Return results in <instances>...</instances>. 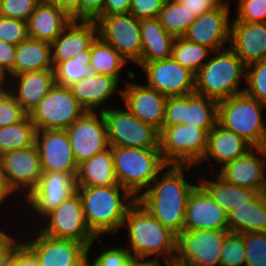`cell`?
Here are the masks:
<instances>
[{
  "instance_id": "53",
  "label": "cell",
  "mask_w": 266,
  "mask_h": 266,
  "mask_svg": "<svg viewBox=\"0 0 266 266\" xmlns=\"http://www.w3.org/2000/svg\"><path fill=\"white\" fill-rule=\"evenodd\" d=\"M131 0H105L100 16L128 14Z\"/></svg>"
},
{
  "instance_id": "16",
  "label": "cell",
  "mask_w": 266,
  "mask_h": 266,
  "mask_svg": "<svg viewBox=\"0 0 266 266\" xmlns=\"http://www.w3.org/2000/svg\"><path fill=\"white\" fill-rule=\"evenodd\" d=\"M136 64L146 76V86L167 97L188 95L195 91V75L172 57Z\"/></svg>"
},
{
  "instance_id": "19",
  "label": "cell",
  "mask_w": 266,
  "mask_h": 266,
  "mask_svg": "<svg viewBox=\"0 0 266 266\" xmlns=\"http://www.w3.org/2000/svg\"><path fill=\"white\" fill-rule=\"evenodd\" d=\"M216 173L225 181L254 190L266 192V154L262 147H253L246 154L230 161Z\"/></svg>"
},
{
  "instance_id": "42",
  "label": "cell",
  "mask_w": 266,
  "mask_h": 266,
  "mask_svg": "<svg viewBox=\"0 0 266 266\" xmlns=\"http://www.w3.org/2000/svg\"><path fill=\"white\" fill-rule=\"evenodd\" d=\"M245 266H266V232L243 233Z\"/></svg>"
},
{
  "instance_id": "6",
  "label": "cell",
  "mask_w": 266,
  "mask_h": 266,
  "mask_svg": "<svg viewBox=\"0 0 266 266\" xmlns=\"http://www.w3.org/2000/svg\"><path fill=\"white\" fill-rule=\"evenodd\" d=\"M266 104L245 92L218 101V124L233 131L253 147H261L266 136L262 117Z\"/></svg>"
},
{
  "instance_id": "38",
  "label": "cell",
  "mask_w": 266,
  "mask_h": 266,
  "mask_svg": "<svg viewBox=\"0 0 266 266\" xmlns=\"http://www.w3.org/2000/svg\"><path fill=\"white\" fill-rule=\"evenodd\" d=\"M35 134L36 129L29 116L16 124L0 128V156L32 146L35 143Z\"/></svg>"
},
{
  "instance_id": "2",
  "label": "cell",
  "mask_w": 266,
  "mask_h": 266,
  "mask_svg": "<svg viewBox=\"0 0 266 266\" xmlns=\"http://www.w3.org/2000/svg\"><path fill=\"white\" fill-rule=\"evenodd\" d=\"M123 227L127 229L129 237L126 248L133 258L158 262L163 258L164 264L173 266L177 234L154 218L137 201L128 209Z\"/></svg>"
},
{
  "instance_id": "23",
  "label": "cell",
  "mask_w": 266,
  "mask_h": 266,
  "mask_svg": "<svg viewBox=\"0 0 266 266\" xmlns=\"http://www.w3.org/2000/svg\"><path fill=\"white\" fill-rule=\"evenodd\" d=\"M125 84L121 98L123 106L141 121L160 131L168 97L144 84L132 81L125 82Z\"/></svg>"
},
{
  "instance_id": "55",
  "label": "cell",
  "mask_w": 266,
  "mask_h": 266,
  "mask_svg": "<svg viewBox=\"0 0 266 266\" xmlns=\"http://www.w3.org/2000/svg\"><path fill=\"white\" fill-rule=\"evenodd\" d=\"M18 266H40L38 258L24 242L18 245Z\"/></svg>"
},
{
  "instance_id": "10",
  "label": "cell",
  "mask_w": 266,
  "mask_h": 266,
  "mask_svg": "<svg viewBox=\"0 0 266 266\" xmlns=\"http://www.w3.org/2000/svg\"><path fill=\"white\" fill-rule=\"evenodd\" d=\"M109 146L159 149V131L144 123L125 106L103 111Z\"/></svg>"
},
{
  "instance_id": "61",
  "label": "cell",
  "mask_w": 266,
  "mask_h": 266,
  "mask_svg": "<svg viewBox=\"0 0 266 266\" xmlns=\"http://www.w3.org/2000/svg\"><path fill=\"white\" fill-rule=\"evenodd\" d=\"M261 147H262L263 151H264L265 154H266V136H265L264 142H263V144H262Z\"/></svg>"
},
{
  "instance_id": "35",
  "label": "cell",
  "mask_w": 266,
  "mask_h": 266,
  "mask_svg": "<svg viewBox=\"0 0 266 266\" xmlns=\"http://www.w3.org/2000/svg\"><path fill=\"white\" fill-rule=\"evenodd\" d=\"M129 63L111 45L95 39L90 47V71L115 77L120 82L123 67Z\"/></svg>"
},
{
  "instance_id": "34",
  "label": "cell",
  "mask_w": 266,
  "mask_h": 266,
  "mask_svg": "<svg viewBox=\"0 0 266 266\" xmlns=\"http://www.w3.org/2000/svg\"><path fill=\"white\" fill-rule=\"evenodd\" d=\"M41 70H54L51 44L27 38L16 47L14 76Z\"/></svg>"
},
{
  "instance_id": "45",
  "label": "cell",
  "mask_w": 266,
  "mask_h": 266,
  "mask_svg": "<svg viewBox=\"0 0 266 266\" xmlns=\"http://www.w3.org/2000/svg\"><path fill=\"white\" fill-rule=\"evenodd\" d=\"M27 116L9 90L0 94V128L23 121Z\"/></svg>"
},
{
  "instance_id": "57",
  "label": "cell",
  "mask_w": 266,
  "mask_h": 266,
  "mask_svg": "<svg viewBox=\"0 0 266 266\" xmlns=\"http://www.w3.org/2000/svg\"><path fill=\"white\" fill-rule=\"evenodd\" d=\"M128 266H167V265L155 260L133 258Z\"/></svg>"
},
{
  "instance_id": "36",
  "label": "cell",
  "mask_w": 266,
  "mask_h": 266,
  "mask_svg": "<svg viewBox=\"0 0 266 266\" xmlns=\"http://www.w3.org/2000/svg\"><path fill=\"white\" fill-rule=\"evenodd\" d=\"M214 51L197 43H193L184 37L175 38L172 45L171 57L183 68L189 70L194 75L210 59Z\"/></svg>"
},
{
  "instance_id": "52",
  "label": "cell",
  "mask_w": 266,
  "mask_h": 266,
  "mask_svg": "<svg viewBox=\"0 0 266 266\" xmlns=\"http://www.w3.org/2000/svg\"><path fill=\"white\" fill-rule=\"evenodd\" d=\"M105 0H81L80 20L95 21L102 13Z\"/></svg>"
},
{
  "instance_id": "37",
  "label": "cell",
  "mask_w": 266,
  "mask_h": 266,
  "mask_svg": "<svg viewBox=\"0 0 266 266\" xmlns=\"http://www.w3.org/2000/svg\"><path fill=\"white\" fill-rule=\"evenodd\" d=\"M158 19L171 36L180 38L184 37L196 16L178 0H165Z\"/></svg>"
},
{
  "instance_id": "12",
  "label": "cell",
  "mask_w": 266,
  "mask_h": 266,
  "mask_svg": "<svg viewBox=\"0 0 266 266\" xmlns=\"http://www.w3.org/2000/svg\"><path fill=\"white\" fill-rule=\"evenodd\" d=\"M182 123L209 133L218 124V101L196 93L168 97L162 127Z\"/></svg>"
},
{
  "instance_id": "25",
  "label": "cell",
  "mask_w": 266,
  "mask_h": 266,
  "mask_svg": "<svg viewBox=\"0 0 266 266\" xmlns=\"http://www.w3.org/2000/svg\"><path fill=\"white\" fill-rule=\"evenodd\" d=\"M228 47L246 66L266 60V22L231 21Z\"/></svg>"
},
{
  "instance_id": "50",
  "label": "cell",
  "mask_w": 266,
  "mask_h": 266,
  "mask_svg": "<svg viewBox=\"0 0 266 266\" xmlns=\"http://www.w3.org/2000/svg\"><path fill=\"white\" fill-rule=\"evenodd\" d=\"M17 45H12L0 39V69L8 77L14 76V62Z\"/></svg>"
},
{
  "instance_id": "9",
  "label": "cell",
  "mask_w": 266,
  "mask_h": 266,
  "mask_svg": "<svg viewBox=\"0 0 266 266\" xmlns=\"http://www.w3.org/2000/svg\"><path fill=\"white\" fill-rule=\"evenodd\" d=\"M44 219V220H43ZM36 227L39 232L57 239H72L88 246L91 250L96 236L88 228L82 202L79 193L76 191L64 200L56 209L50 211L42 218Z\"/></svg>"
},
{
  "instance_id": "1",
  "label": "cell",
  "mask_w": 266,
  "mask_h": 266,
  "mask_svg": "<svg viewBox=\"0 0 266 266\" xmlns=\"http://www.w3.org/2000/svg\"><path fill=\"white\" fill-rule=\"evenodd\" d=\"M190 168L194 167L192 165H167L137 198V202L154 218L176 234L183 231L188 197L199 184L197 177L195 183L194 180L190 182L186 178L185 172L187 173Z\"/></svg>"
},
{
  "instance_id": "51",
  "label": "cell",
  "mask_w": 266,
  "mask_h": 266,
  "mask_svg": "<svg viewBox=\"0 0 266 266\" xmlns=\"http://www.w3.org/2000/svg\"><path fill=\"white\" fill-rule=\"evenodd\" d=\"M196 17L224 4L227 0H178Z\"/></svg>"
},
{
  "instance_id": "43",
  "label": "cell",
  "mask_w": 266,
  "mask_h": 266,
  "mask_svg": "<svg viewBox=\"0 0 266 266\" xmlns=\"http://www.w3.org/2000/svg\"><path fill=\"white\" fill-rule=\"evenodd\" d=\"M235 17L231 21L252 23L266 22V0H237Z\"/></svg>"
},
{
  "instance_id": "56",
  "label": "cell",
  "mask_w": 266,
  "mask_h": 266,
  "mask_svg": "<svg viewBox=\"0 0 266 266\" xmlns=\"http://www.w3.org/2000/svg\"><path fill=\"white\" fill-rule=\"evenodd\" d=\"M11 196H15L11 190L8 188L5 178H4V174H3V170L1 167V163H0V208H2L3 203H6L7 199H9Z\"/></svg>"
},
{
  "instance_id": "3",
  "label": "cell",
  "mask_w": 266,
  "mask_h": 266,
  "mask_svg": "<svg viewBox=\"0 0 266 266\" xmlns=\"http://www.w3.org/2000/svg\"><path fill=\"white\" fill-rule=\"evenodd\" d=\"M82 210L90 231L100 237L118 234L128 209L137 199L120 185L107 187H77Z\"/></svg>"
},
{
  "instance_id": "60",
  "label": "cell",
  "mask_w": 266,
  "mask_h": 266,
  "mask_svg": "<svg viewBox=\"0 0 266 266\" xmlns=\"http://www.w3.org/2000/svg\"><path fill=\"white\" fill-rule=\"evenodd\" d=\"M4 266H18V246L15 248L13 255L7 260Z\"/></svg>"
},
{
  "instance_id": "49",
  "label": "cell",
  "mask_w": 266,
  "mask_h": 266,
  "mask_svg": "<svg viewBox=\"0 0 266 266\" xmlns=\"http://www.w3.org/2000/svg\"><path fill=\"white\" fill-rule=\"evenodd\" d=\"M5 224L7 231L5 229L2 230V227H0V266H4L7 260L13 255L15 248L22 242L17 236L15 237L16 234L14 236L13 234H8L10 230L8 229L9 225L7 223Z\"/></svg>"
},
{
  "instance_id": "31",
  "label": "cell",
  "mask_w": 266,
  "mask_h": 266,
  "mask_svg": "<svg viewBox=\"0 0 266 266\" xmlns=\"http://www.w3.org/2000/svg\"><path fill=\"white\" fill-rule=\"evenodd\" d=\"M142 54L138 62H152L171 57L175 40L160 24L158 18L140 20Z\"/></svg>"
},
{
  "instance_id": "11",
  "label": "cell",
  "mask_w": 266,
  "mask_h": 266,
  "mask_svg": "<svg viewBox=\"0 0 266 266\" xmlns=\"http://www.w3.org/2000/svg\"><path fill=\"white\" fill-rule=\"evenodd\" d=\"M228 232L196 230L178 233L173 266H221L220 252Z\"/></svg>"
},
{
  "instance_id": "26",
  "label": "cell",
  "mask_w": 266,
  "mask_h": 266,
  "mask_svg": "<svg viewBox=\"0 0 266 266\" xmlns=\"http://www.w3.org/2000/svg\"><path fill=\"white\" fill-rule=\"evenodd\" d=\"M119 84L115 77L90 72L88 76L68 88L86 111L97 112L99 109L98 111L103 112L107 109L104 104L111 101L115 93L122 97V88H118Z\"/></svg>"
},
{
  "instance_id": "59",
  "label": "cell",
  "mask_w": 266,
  "mask_h": 266,
  "mask_svg": "<svg viewBox=\"0 0 266 266\" xmlns=\"http://www.w3.org/2000/svg\"><path fill=\"white\" fill-rule=\"evenodd\" d=\"M9 77L8 75L0 69V94L9 90Z\"/></svg>"
},
{
  "instance_id": "41",
  "label": "cell",
  "mask_w": 266,
  "mask_h": 266,
  "mask_svg": "<svg viewBox=\"0 0 266 266\" xmlns=\"http://www.w3.org/2000/svg\"><path fill=\"white\" fill-rule=\"evenodd\" d=\"M243 233L228 232L220 252L221 266H245Z\"/></svg>"
},
{
  "instance_id": "21",
  "label": "cell",
  "mask_w": 266,
  "mask_h": 266,
  "mask_svg": "<svg viewBox=\"0 0 266 266\" xmlns=\"http://www.w3.org/2000/svg\"><path fill=\"white\" fill-rule=\"evenodd\" d=\"M228 230V213L198 184L186 205L183 231Z\"/></svg>"
},
{
  "instance_id": "20",
  "label": "cell",
  "mask_w": 266,
  "mask_h": 266,
  "mask_svg": "<svg viewBox=\"0 0 266 266\" xmlns=\"http://www.w3.org/2000/svg\"><path fill=\"white\" fill-rule=\"evenodd\" d=\"M35 144L43 172L71 173L76 177L78 165L66 130L36 131Z\"/></svg>"
},
{
  "instance_id": "17",
  "label": "cell",
  "mask_w": 266,
  "mask_h": 266,
  "mask_svg": "<svg viewBox=\"0 0 266 266\" xmlns=\"http://www.w3.org/2000/svg\"><path fill=\"white\" fill-rule=\"evenodd\" d=\"M77 190L76 177L71 173L43 172L37 186L25 198L30 216H38V221L56 209ZM41 218V219H40Z\"/></svg>"
},
{
  "instance_id": "5",
  "label": "cell",
  "mask_w": 266,
  "mask_h": 266,
  "mask_svg": "<svg viewBox=\"0 0 266 266\" xmlns=\"http://www.w3.org/2000/svg\"><path fill=\"white\" fill-rule=\"evenodd\" d=\"M118 184L136 199L167 166L160 149L110 146Z\"/></svg>"
},
{
  "instance_id": "29",
  "label": "cell",
  "mask_w": 266,
  "mask_h": 266,
  "mask_svg": "<svg viewBox=\"0 0 266 266\" xmlns=\"http://www.w3.org/2000/svg\"><path fill=\"white\" fill-rule=\"evenodd\" d=\"M252 148L253 146L241 136L217 124L208 134L207 150L198 165L201 166L204 160L206 162V160L212 159L218 165L217 167L221 168L224 164L246 154Z\"/></svg>"
},
{
  "instance_id": "15",
  "label": "cell",
  "mask_w": 266,
  "mask_h": 266,
  "mask_svg": "<svg viewBox=\"0 0 266 266\" xmlns=\"http://www.w3.org/2000/svg\"><path fill=\"white\" fill-rule=\"evenodd\" d=\"M65 130L77 165L110 147L103 112L86 111Z\"/></svg>"
},
{
  "instance_id": "54",
  "label": "cell",
  "mask_w": 266,
  "mask_h": 266,
  "mask_svg": "<svg viewBox=\"0 0 266 266\" xmlns=\"http://www.w3.org/2000/svg\"><path fill=\"white\" fill-rule=\"evenodd\" d=\"M80 1L81 0H49L48 2L64 10L72 20H80Z\"/></svg>"
},
{
  "instance_id": "39",
  "label": "cell",
  "mask_w": 266,
  "mask_h": 266,
  "mask_svg": "<svg viewBox=\"0 0 266 266\" xmlns=\"http://www.w3.org/2000/svg\"><path fill=\"white\" fill-rule=\"evenodd\" d=\"M89 65L90 51H81L74 58L61 62L54 68L55 83L70 86L90 74Z\"/></svg>"
},
{
  "instance_id": "58",
  "label": "cell",
  "mask_w": 266,
  "mask_h": 266,
  "mask_svg": "<svg viewBox=\"0 0 266 266\" xmlns=\"http://www.w3.org/2000/svg\"><path fill=\"white\" fill-rule=\"evenodd\" d=\"M90 249H88L77 261L68 266H94L93 258L90 261Z\"/></svg>"
},
{
  "instance_id": "13",
  "label": "cell",
  "mask_w": 266,
  "mask_h": 266,
  "mask_svg": "<svg viewBox=\"0 0 266 266\" xmlns=\"http://www.w3.org/2000/svg\"><path fill=\"white\" fill-rule=\"evenodd\" d=\"M95 22L98 37L116 49L128 62L136 64L141 59L140 20L128 13L99 16Z\"/></svg>"
},
{
  "instance_id": "40",
  "label": "cell",
  "mask_w": 266,
  "mask_h": 266,
  "mask_svg": "<svg viewBox=\"0 0 266 266\" xmlns=\"http://www.w3.org/2000/svg\"><path fill=\"white\" fill-rule=\"evenodd\" d=\"M245 93L266 104V60L246 66Z\"/></svg>"
},
{
  "instance_id": "32",
  "label": "cell",
  "mask_w": 266,
  "mask_h": 266,
  "mask_svg": "<svg viewBox=\"0 0 266 266\" xmlns=\"http://www.w3.org/2000/svg\"><path fill=\"white\" fill-rule=\"evenodd\" d=\"M228 231L266 232V195L257 194L247 205L232 209L228 213Z\"/></svg>"
},
{
  "instance_id": "48",
  "label": "cell",
  "mask_w": 266,
  "mask_h": 266,
  "mask_svg": "<svg viewBox=\"0 0 266 266\" xmlns=\"http://www.w3.org/2000/svg\"><path fill=\"white\" fill-rule=\"evenodd\" d=\"M165 0H131L129 13L138 20L155 19L163 8Z\"/></svg>"
},
{
  "instance_id": "14",
  "label": "cell",
  "mask_w": 266,
  "mask_h": 266,
  "mask_svg": "<svg viewBox=\"0 0 266 266\" xmlns=\"http://www.w3.org/2000/svg\"><path fill=\"white\" fill-rule=\"evenodd\" d=\"M0 163L8 188L14 195H19V198L27 197L37 186L43 174L39 151L35 143L24 149L2 154Z\"/></svg>"
},
{
  "instance_id": "47",
  "label": "cell",
  "mask_w": 266,
  "mask_h": 266,
  "mask_svg": "<svg viewBox=\"0 0 266 266\" xmlns=\"http://www.w3.org/2000/svg\"><path fill=\"white\" fill-rule=\"evenodd\" d=\"M40 0H0V16L27 22Z\"/></svg>"
},
{
  "instance_id": "7",
  "label": "cell",
  "mask_w": 266,
  "mask_h": 266,
  "mask_svg": "<svg viewBox=\"0 0 266 266\" xmlns=\"http://www.w3.org/2000/svg\"><path fill=\"white\" fill-rule=\"evenodd\" d=\"M208 132L184 123L162 127L159 131V149L167 165L198 166L208 146Z\"/></svg>"
},
{
  "instance_id": "30",
  "label": "cell",
  "mask_w": 266,
  "mask_h": 266,
  "mask_svg": "<svg viewBox=\"0 0 266 266\" xmlns=\"http://www.w3.org/2000/svg\"><path fill=\"white\" fill-rule=\"evenodd\" d=\"M113 185L119 184L115 175L111 147L78 164L77 187H107Z\"/></svg>"
},
{
  "instance_id": "8",
  "label": "cell",
  "mask_w": 266,
  "mask_h": 266,
  "mask_svg": "<svg viewBox=\"0 0 266 266\" xmlns=\"http://www.w3.org/2000/svg\"><path fill=\"white\" fill-rule=\"evenodd\" d=\"M85 112L68 87L55 83L28 116L36 131L65 130Z\"/></svg>"
},
{
  "instance_id": "22",
  "label": "cell",
  "mask_w": 266,
  "mask_h": 266,
  "mask_svg": "<svg viewBox=\"0 0 266 266\" xmlns=\"http://www.w3.org/2000/svg\"><path fill=\"white\" fill-rule=\"evenodd\" d=\"M32 236L23 237L25 240L22 239V242L36 255L40 266H68L88 250L85 243L53 238L38 230Z\"/></svg>"
},
{
  "instance_id": "28",
  "label": "cell",
  "mask_w": 266,
  "mask_h": 266,
  "mask_svg": "<svg viewBox=\"0 0 266 266\" xmlns=\"http://www.w3.org/2000/svg\"><path fill=\"white\" fill-rule=\"evenodd\" d=\"M71 21L64 10L48 1H42L27 21L28 38L51 44Z\"/></svg>"
},
{
  "instance_id": "18",
  "label": "cell",
  "mask_w": 266,
  "mask_h": 266,
  "mask_svg": "<svg viewBox=\"0 0 266 266\" xmlns=\"http://www.w3.org/2000/svg\"><path fill=\"white\" fill-rule=\"evenodd\" d=\"M230 1L208 11L192 22L184 38L190 42L211 48L213 51L225 49L230 43Z\"/></svg>"
},
{
  "instance_id": "33",
  "label": "cell",
  "mask_w": 266,
  "mask_h": 266,
  "mask_svg": "<svg viewBox=\"0 0 266 266\" xmlns=\"http://www.w3.org/2000/svg\"><path fill=\"white\" fill-rule=\"evenodd\" d=\"M213 179L198 177L199 184L227 213L237 206L247 205L258 193L246 187L236 186L222 179L217 173Z\"/></svg>"
},
{
  "instance_id": "4",
  "label": "cell",
  "mask_w": 266,
  "mask_h": 266,
  "mask_svg": "<svg viewBox=\"0 0 266 266\" xmlns=\"http://www.w3.org/2000/svg\"><path fill=\"white\" fill-rule=\"evenodd\" d=\"M212 55L195 75L194 93L217 101L243 93L245 87L240 85L242 79L246 81V65L242 60L228 46Z\"/></svg>"
},
{
  "instance_id": "46",
  "label": "cell",
  "mask_w": 266,
  "mask_h": 266,
  "mask_svg": "<svg viewBox=\"0 0 266 266\" xmlns=\"http://www.w3.org/2000/svg\"><path fill=\"white\" fill-rule=\"evenodd\" d=\"M28 38L27 22L0 16V39L18 45Z\"/></svg>"
},
{
  "instance_id": "24",
  "label": "cell",
  "mask_w": 266,
  "mask_h": 266,
  "mask_svg": "<svg viewBox=\"0 0 266 266\" xmlns=\"http://www.w3.org/2000/svg\"><path fill=\"white\" fill-rule=\"evenodd\" d=\"M98 37L95 21L72 20L62 33L51 43V60L53 68L65 62L81 51H90Z\"/></svg>"
},
{
  "instance_id": "44",
  "label": "cell",
  "mask_w": 266,
  "mask_h": 266,
  "mask_svg": "<svg viewBox=\"0 0 266 266\" xmlns=\"http://www.w3.org/2000/svg\"><path fill=\"white\" fill-rule=\"evenodd\" d=\"M100 237H97L95 241H99L100 246H103V251L93 257L94 266H128L132 261L129 250L122 245L115 247H105L101 242Z\"/></svg>"
},
{
  "instance_id": "27",
  "label": "cell",
  "mask_w": 266,
  "mask_h": 266,
  "mask_svg": "<svg viewBox=\"0 0 266 266\" xmlns=\"http://www.w3.org/2000/svg\"><path fill=\"white\" fill-rule=\"evenodd\" d=\"M54 84V70L26 72L9 77V91L28 114Z\"/></svg>"
}]
</instances>
